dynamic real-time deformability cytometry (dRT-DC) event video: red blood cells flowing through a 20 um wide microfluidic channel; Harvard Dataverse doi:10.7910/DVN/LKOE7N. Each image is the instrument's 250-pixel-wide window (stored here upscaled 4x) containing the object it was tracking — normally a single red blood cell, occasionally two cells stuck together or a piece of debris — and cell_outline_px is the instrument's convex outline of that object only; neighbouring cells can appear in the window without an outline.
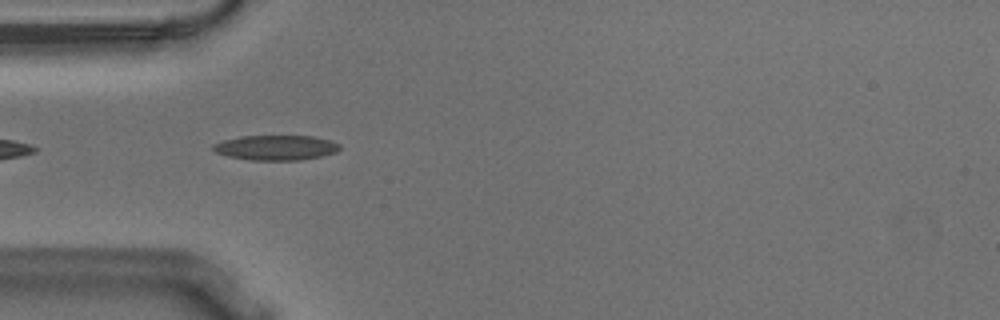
{"species": "Egyptian fruit bat (a non-hibernating species)", "species_latin": "Rousettus aegyptiacus", "temperature_condition": "warm", "stored_images_in_passage": 13, "camera_frame_rate_fps": 3000, "um_per_image_px": 0.085, "animal": {"sex": "male"}, "frame": {"image": 1, "passage_image": 4, "time_ms": 1.0, "image_size_px": [1000, 320], "cell_outline_px": [[340, 148], [336, 152], [320, 156], [300, 160], [252, 160], [228, 156], [216, 152], [212, 148], [212, 144], [224, 140], [240, 136], [312, 136], [328, 140], [340, 144]], "centroid_in_image_um": [23.44, 12.55], "position_along_channel_um": 61.6, "area_um2": 18.26}}
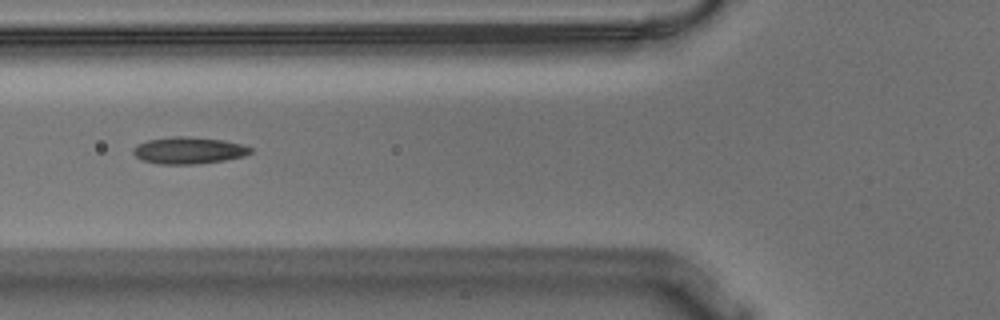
{"frame": {"image": 2, "passage_image": 8, "time_ms": 2.333, "image_size_px": [1000, 320], "cell_outline_px": [[252, 152], [244, 156], [224, 160], [196, 164], [160, 164], [140, 160], [132, 152], [132, 148], [136, 144], [148, 140], [172, 136], [188, 136], [224, 140], [244, 144], [252, 148]], "centroid_in_image_um": [16.02, 12.78], "position_along_channel_um": 109.8, "area_um2": 18.55}}